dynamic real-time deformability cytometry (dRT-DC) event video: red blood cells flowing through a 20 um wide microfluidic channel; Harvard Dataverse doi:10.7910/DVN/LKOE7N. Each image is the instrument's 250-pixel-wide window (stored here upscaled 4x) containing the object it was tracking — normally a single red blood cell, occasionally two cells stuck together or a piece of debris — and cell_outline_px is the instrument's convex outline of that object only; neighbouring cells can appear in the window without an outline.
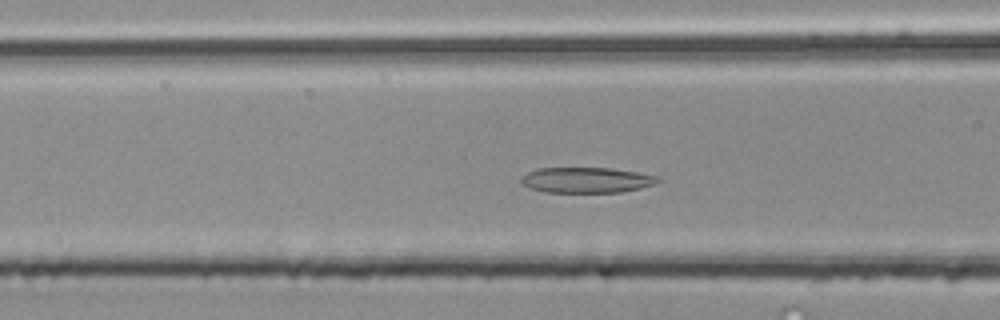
{"species": "common noctule bat (a hibernating species)", "species_latin": "Nyctalus noctula", "temperature_condition": "room temperature", "stored_images_in_passage": 50, "segment_of_instrument_passage": [2, 2], "camera_frame_rate_fps": 3000, "um_per_image_px": 0.085, "animal": {"sex": "male", "body_mass_g": 20.4}, "frame": {"image": 1, "passage_image": 19, "time_ms": 6.0, "image_size_px": [1000, 320], "cell_outline_px": [[660, 180], [652, 184], [640, 188], [620, 192], [544, 192], [520, 184], [520, 176], [536, 168], [612, 168], [636, 172], [656, 176]], "centroid_in_image_um": [49.77, 15.3], "position_along_channel_um": 116.8, "area_um2": 20.23}}
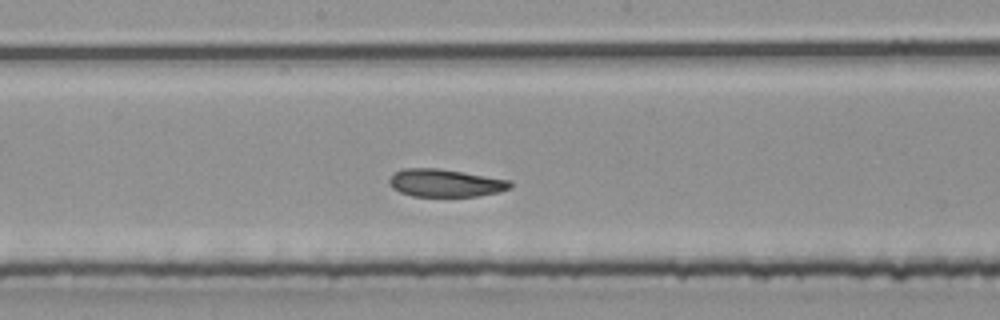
{"frame": {"image": 2, "passage_image": 26, "time_ms": 8.333, "image_size_px": [1000, 320], "cell_outline_px": [[512, 188], [500, 192], [476, 196], [412, 196], [400, 192], [392, 188], [388, 184], [388, 180], [396, 172], [404, 168], [436, 168], [512, 180]], "centroid_in_image_um": [37.87, 15.56], "position_along_channel_um": 210.3, "area_um2": 19.54}}
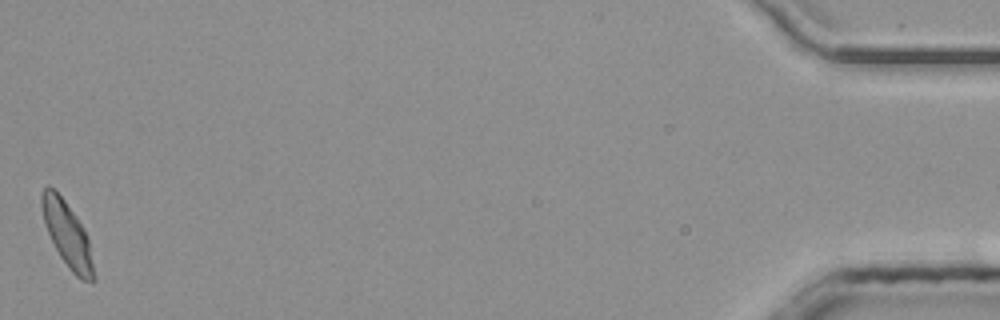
{"frame": {"image": 3, "passage_image": 50, "time_ms": 16.333, "image_size_px": [1000, 320], "cell_outline_px": [[96, 280], [80, 280], [68, 268], [60, 256], [44, 224], [40, 204], [40, 192], [48, 184], [64, 200], [76, 216], [84, 228], [88, 236], [96, 276]], "centroid_in_image_um": [5.72, 19.94], "position_along_channel_um": 429.5, "area_um2": 19.77}}